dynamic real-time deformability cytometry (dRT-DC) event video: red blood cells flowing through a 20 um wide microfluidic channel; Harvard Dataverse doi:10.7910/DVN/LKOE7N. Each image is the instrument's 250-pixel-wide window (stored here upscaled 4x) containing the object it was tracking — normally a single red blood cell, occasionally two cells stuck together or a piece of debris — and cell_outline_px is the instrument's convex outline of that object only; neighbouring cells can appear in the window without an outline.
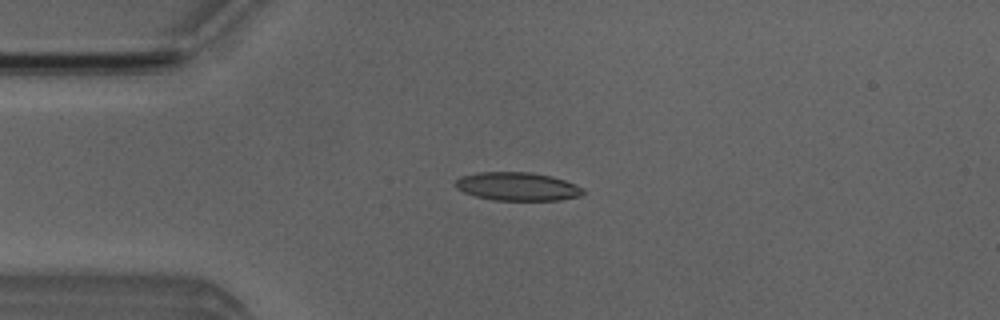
{"species": "Egyptian fruit bat (a non-hibernating species)", "species_latin": "Rousettus aegyptiacus", "temperature_condition": "room temperature", "stored_images_in_passage": 50, "camera_frame_rate_fps": 3000, "um_per_image_px": 0.085, "animal": {"sex": "male"}, "frame": {"image": 1, "passage_image": 11, "time_ms": 3.333, "image_size_px": [1000, 320], "cell_outline_px": [[584, 192], [580, 196], [560, 200], [492, 200], [476, 196], [464, 192], [456, 188], [452, 184], [460, 176], [476, 172], [532, 172], [552, 176], [576, 184], [584, 188]], "centroid_in_image_um": [43.96, 15.84], "position_along_channel_um": 41.0, "area_um2": 21.33}}
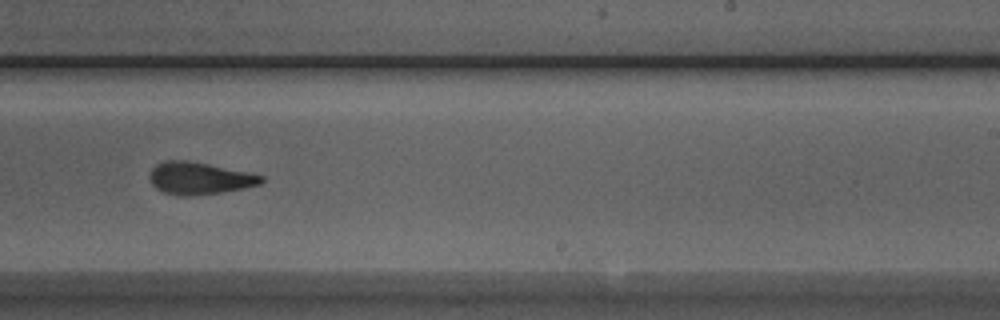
{"frame": {"image": 2, "passage_image": 30, "time_ms": 9.667, "image_size_px": [1000, 320], "cell_outline_px": [[264, 180], [260, 184], [244, 188], [220, 192], [192, 196], [176, 196], [164, 192], [156, 188], [152, 184], [148, 176], [152, 168], [156, 164], [164, 160], [188, 160], [252, 172], [264, 176]], "centroid_in_image_um": [16.95, 15.14], "position_along_channel_um": 272.1, "area_um2": 21.27}}
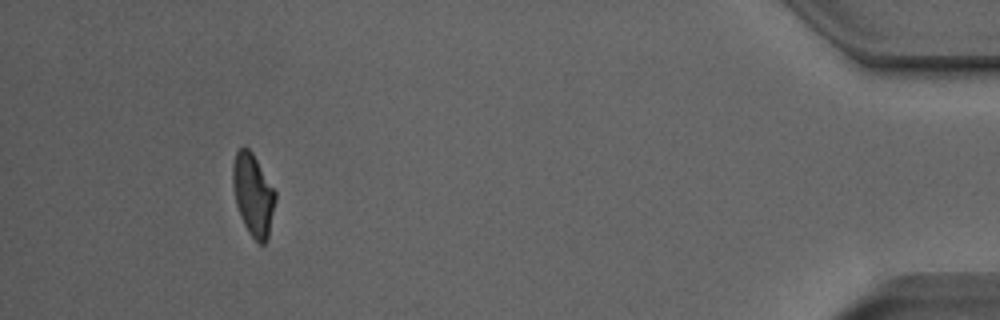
{"frame": {"image": 3, "passage_image": 46, "time_ms": 15.0, "image_size_px": [1000, 320], "cell_outline_px": [[276, 200], [268, 240], [264, 244], [260, 244], [248, 232], [240, 216], [236, 204], [232, 184], [232, 168], [236, 152], [244, 144], [252, 152], [276, 192]], "centroid_in_image_um": [21.52, 16.55], "position_along_channel_um": 413.7, "area_um2": 20.46}, "authors_computed_cell_mechanics": {"area_um2": 20.9525, "velocity_mm_per_s": 3.9879, "shape_relaxation_time_tau1_ms": 4.4068, "shape_relaxation_time_tau2_ms": 3.008, "deformation_change_tau1": 0.1939, "deformation_change_tau2": 0.1308}}